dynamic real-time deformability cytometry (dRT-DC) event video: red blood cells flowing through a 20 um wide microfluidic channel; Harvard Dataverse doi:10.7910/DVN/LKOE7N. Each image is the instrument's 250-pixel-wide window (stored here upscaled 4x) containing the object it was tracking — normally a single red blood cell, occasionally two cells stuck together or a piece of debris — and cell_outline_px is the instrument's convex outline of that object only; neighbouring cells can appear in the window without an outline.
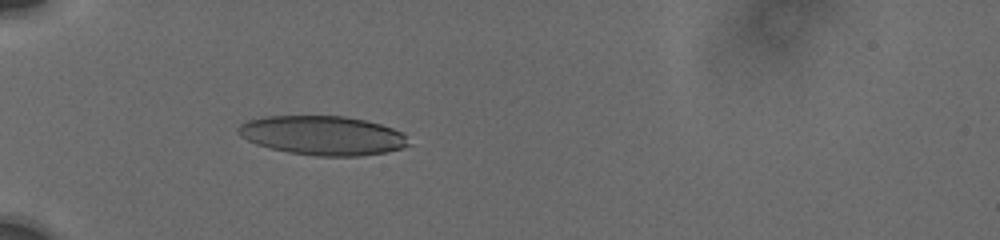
{"species": "human", "species_latin": "Homo sapiens", "temperature_condition": "cold", "stored_images_in_passage": 6, "camera_frame_rate_fps": 3000, "um_per_image_px": 0.085, "donor": {"sex": "male"}, "frame": {"image": 1, "passage_image": 6, "time_ms": 5.333, "image_size_px": [1000, 240], "cell_outline_px": [[412, 144], [404, 148], [388, 152], [360, 156], [316, 156], [288, 152], [256, 144], [240, 136], [236, 128], [240, 124], [248, 120], [264, 116], [344, 116], [364, 120], [380, 124], [392, 128], [400, 132]], "centroid_in_image_um": [27.43, 11.52], "position_along_channel_um": 57.6, "area_um2": 38.96}}